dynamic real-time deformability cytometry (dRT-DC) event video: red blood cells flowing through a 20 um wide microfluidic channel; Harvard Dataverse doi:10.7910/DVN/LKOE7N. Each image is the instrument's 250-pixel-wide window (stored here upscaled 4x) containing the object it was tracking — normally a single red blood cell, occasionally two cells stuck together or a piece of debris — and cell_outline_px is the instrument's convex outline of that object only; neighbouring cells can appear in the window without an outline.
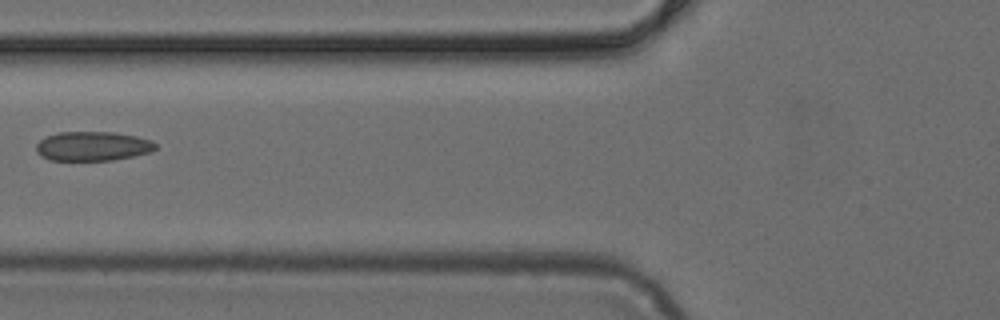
{"species": "common noctule bat (a hibernating species)", "species_latin": "Nyctalus noctula", "temperature_condition": "cold", "stored_images_in_passage": 3, "camera_frame_rate_fps": 3000, "um_per_image_px": 0.085, "animal": {"sex": "female", "body_mass_g": 24.6, "forearm_length_mm": 56.2}, "frame": {"image": 1, "passage_image": 2, "time_ms": 0.333, "image_size_px": [1000, 320], "cell_outline_px": [[156, 148], [152, 152], [112, 160], [48, 160], [40, 156], [36, 152], [36, 144], [40, 140], [48, 136], [60, 132], [112, 132], [136, 136], [152, 140], [156, 144]], "centroid_in_image_um": [7.87, 12.43], "position_along_channel_um": 117.9, "area_um2": 20.4}}
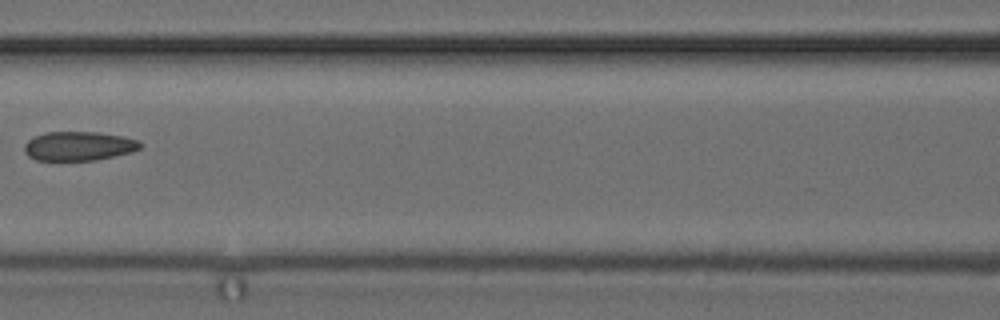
{"frame": {"image": 2, "passage_image": 3, "time_ms": 0.667, "image_size_px": [1000, 320], "cell_outline_px": [[144, 144], [140, 148], [132, 152], [96, 160], [36, 160], [28, 156], [24, 152], [24, 144], [28, 140], [36, 136], [48, 132], [96, 132], [124, 136], [140, 140]], "centroid_in_image_um": [6.73, 12.41], "position_along_channel_um": 159.9, "area_um2": 19.77}}